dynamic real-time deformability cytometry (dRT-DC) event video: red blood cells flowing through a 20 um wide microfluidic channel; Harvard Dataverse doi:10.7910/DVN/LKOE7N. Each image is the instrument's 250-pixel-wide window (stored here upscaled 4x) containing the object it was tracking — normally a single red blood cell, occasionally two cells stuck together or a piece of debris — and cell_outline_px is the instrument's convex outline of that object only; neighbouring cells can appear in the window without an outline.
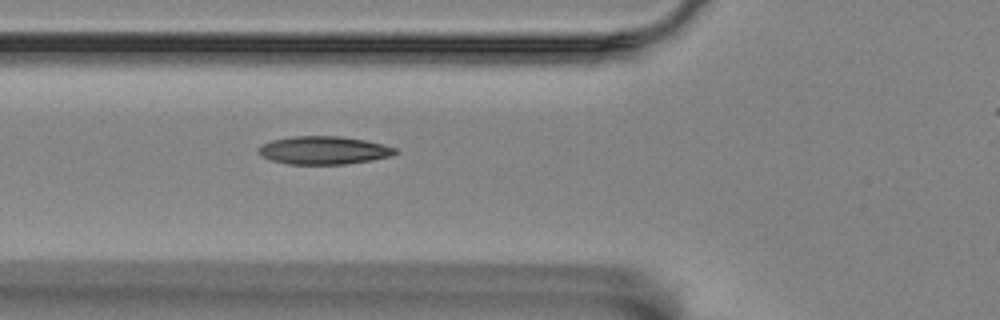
{"species": "Egyptian fruit bat (a non-hibernating species)", "species_latin": "Rousettus aegyptiacus", "temperature_condition": "room temperature", "stored_images_in_passage": 3, "segment_of_instrument_passage": [1, 2], "camera_frame_rate_fps": 3000, "um_per_image_px": 0.085, "animal": {"sex": "female"}, "frame": {"image": 1, "passage_image": 2, "time_ms": 0.333, "image_size_px": [1000, 320], "cell_outline_px": [[400, 152], [392, 156], [372, 160], [344, 164], [288, 164], [272, 160], [256, 152], [256, 148], [260, 144], [272, 140], [292, 136], [340, 136], [364, 140], [396, 148]], "centroid_in_image_um": [27.5, 12.77], "position_along_channel_um": 98.3, "area_um2": 22.43}}